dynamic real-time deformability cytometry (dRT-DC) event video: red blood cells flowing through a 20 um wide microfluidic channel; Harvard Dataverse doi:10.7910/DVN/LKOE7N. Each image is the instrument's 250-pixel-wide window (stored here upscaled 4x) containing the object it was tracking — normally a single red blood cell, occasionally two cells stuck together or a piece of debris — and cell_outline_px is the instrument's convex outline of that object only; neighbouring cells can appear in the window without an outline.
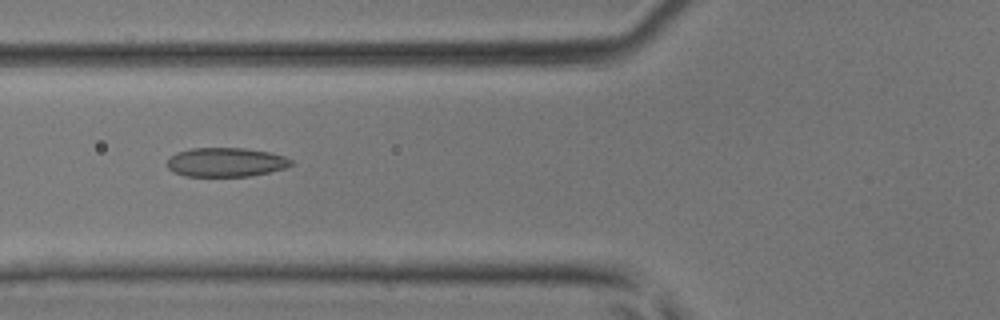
{"species": "common noctule bat (a hibernating species)", "species_latin": "Nyctalus noctula", "temperature_condition": "room temperature", "stored_images_in_passage": 4, "camera_frame_rate_fps": 3000, "um_per_image_px": 0.085, "animal": {"sex": "male", "body_mass_g": 17.9, "forearm_length_mm": 54.2}, "frame": {"image": 1, "passage_image": 4, "time_ms": 1.0, "image_size_px": [1000, 320], "cell_outline_px": [[292, 164], [284, 168], [268, 172], [248, 176], [184, 176], [168, 168], [168, 160], [176, 152], [192, 148], [244, 148], [268, 152], [284, 156], [292, 160]], "centroid_in_image_um": [19.19, 13.78], "position_along_channel_um": 106.6, "area_um2": 20.75}}